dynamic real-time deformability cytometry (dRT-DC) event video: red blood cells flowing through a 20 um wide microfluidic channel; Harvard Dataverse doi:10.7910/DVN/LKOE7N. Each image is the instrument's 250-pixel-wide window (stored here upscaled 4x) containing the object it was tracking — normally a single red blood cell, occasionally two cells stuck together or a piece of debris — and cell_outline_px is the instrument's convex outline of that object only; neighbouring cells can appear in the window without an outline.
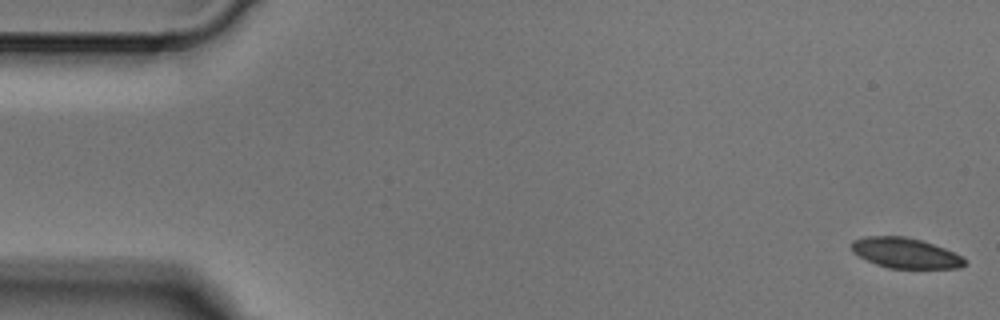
{"species": "Egyptian fruit bat (a non-hibernating species)", "species_latin": "Rousettus aegyptiacus", "temperature_condition": "cold", "stored_images_in_passage": 3, "camera_frame_rate_fps": 3000, "um_per_image_px": 0.085, "animal": {"sex": "male"}, "frame": {"image": 1, "passage_image": 1, "time_ms": 0.0, "image_size_px": [1000, 320], "cell_outline_px": [[964, 264], [960, 268], [888, 268], [876, 264], [852, 252], [852, 240], [864, 236], [904, 236], [920, 240], [944, 248], [960, 256], [964, 260]], "centroid_in_image_um": [76.91, 21.5], "position_along_channel_um": 8.1, "area_um2": 19.65}}
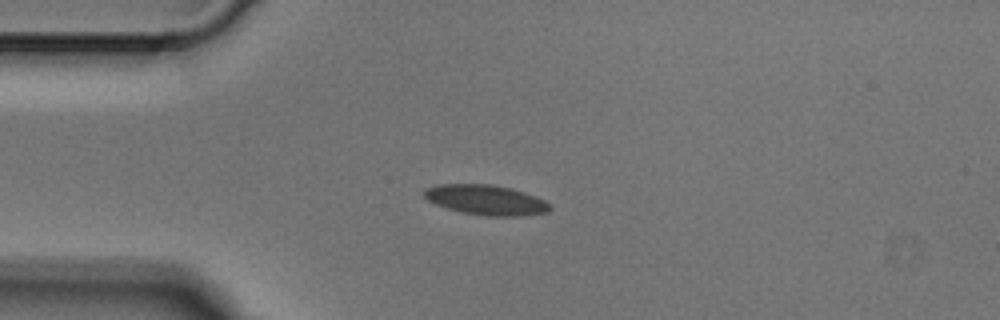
{"frame": {"image": 2, "passage_image": 3, "time_ms": 0.667, "image_size_px": [1000, 320], "cell_outline_px": [[552, 208], [548, 212], [520, 216], [488, 216], [460, 212], [436, 204], [428, 200], [424, 196], [424, 188], [436, 184], [488, 184], [512, 188], [536, 196], [544, 200]], "centroid_in_image_um": [41.3, 16.99], "position_along_channel_um": 43.7, "area_um2": 22.02}}